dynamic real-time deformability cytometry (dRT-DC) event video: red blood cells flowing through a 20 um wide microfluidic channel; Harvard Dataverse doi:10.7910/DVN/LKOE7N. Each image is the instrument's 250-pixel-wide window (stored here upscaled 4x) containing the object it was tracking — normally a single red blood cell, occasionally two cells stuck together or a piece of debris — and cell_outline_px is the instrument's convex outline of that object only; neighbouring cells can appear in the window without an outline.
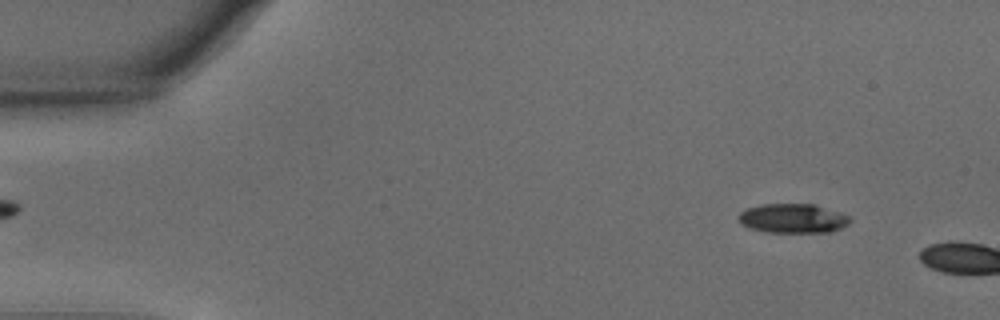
{"species": "common noctule bat (a hibernating species)", "species_latin": "Nyctalus noctula", "temperature_condition": "warm", "stored_images_in_passage": 7, "camera_frame_rate_fps": 3000, "um_per_image_px": 0.085, "animal": {"sex": "male", "body_mass_g": 15.6}, "frame": {"image": 1, "passage_image": 5, "time_ms": 1.333, "image_size_px": [1000, 320], "cell_outline_px": [[852, 220], [848, 224], [840, 228], [828, 232], [764, 232], [748, 228], [740, 220], [740, 212], [748, 208], [764, 204], [812, 204], [848, 216]], "centroid_in_image_um": [67.38, 18.57], "position_along_channel_um": 17.6, "area_um2": 18.61}}